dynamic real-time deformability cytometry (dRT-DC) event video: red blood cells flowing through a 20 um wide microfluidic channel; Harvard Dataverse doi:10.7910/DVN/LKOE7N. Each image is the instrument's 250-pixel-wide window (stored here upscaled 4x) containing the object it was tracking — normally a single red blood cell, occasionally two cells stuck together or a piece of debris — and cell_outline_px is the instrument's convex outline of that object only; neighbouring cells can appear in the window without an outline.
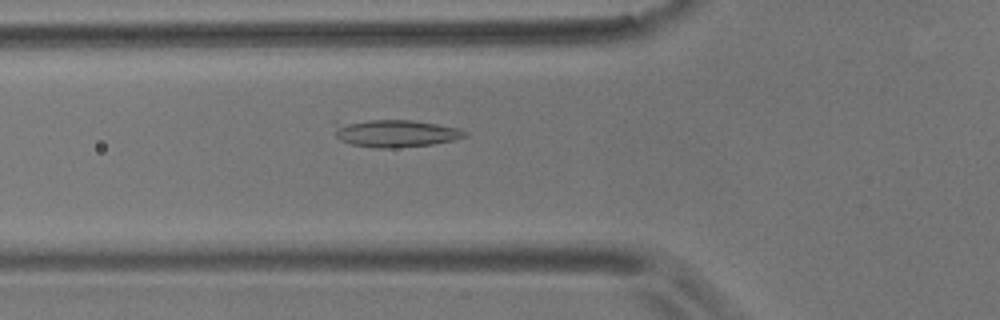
{"species": "common noctule bat (a hibernating species)", "species_latin": "Nyctalus noctula", "temperature_condition": "room temperature", "stored_images_in_passage": 38, "camera_frame_rate_fps": 3000, "um_per_image_px": 0.085, "animal": {"sex": "male", "body_mass_g": 17.9}, "frame": {"image": 1, "passage_image": 6, "time_ms": 1.667, "image_size_px": [1000, 320], "cell_outline_px": [[468, 136], [452, 140], [432, 144], [396, 148], [372, 148], [352, 144], [340, 140], [336, 136], [332, 120], [412, 120], [436, 124], [456, 128], [468, 132]], "centroid_in_image_um": [33.5, 11.32], "position_along_channel_um": 92.3, "area_um2": 21.21}}
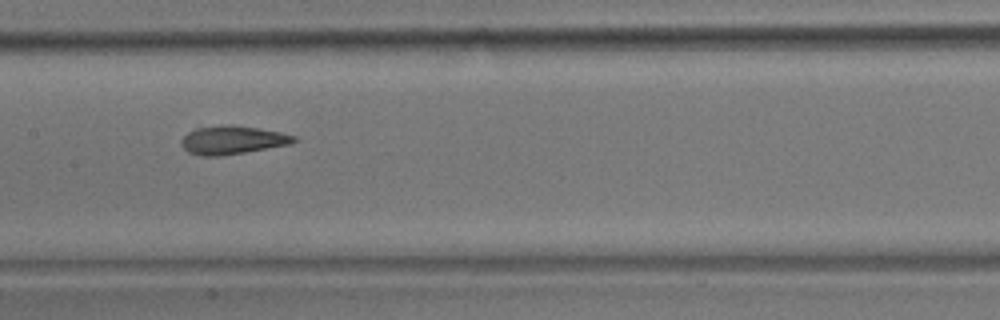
{"frame": {"image": 2, "passage_image": 14, "time_ms": 4.333, "image_size_px": [1000, 320], "cell_outline_px": [[300, 140], [288, 144], [244, 152], [220, 156], [200, 156], [188, 152], [180, 144], [180, 140], [188, 132], [196, 128], [232, 124], [280, 132], [296, 136]], "centroid_in_image_um": [19.73, 11.9], "position_along_channel_um": 187.7, "area_um2": 18.5}}
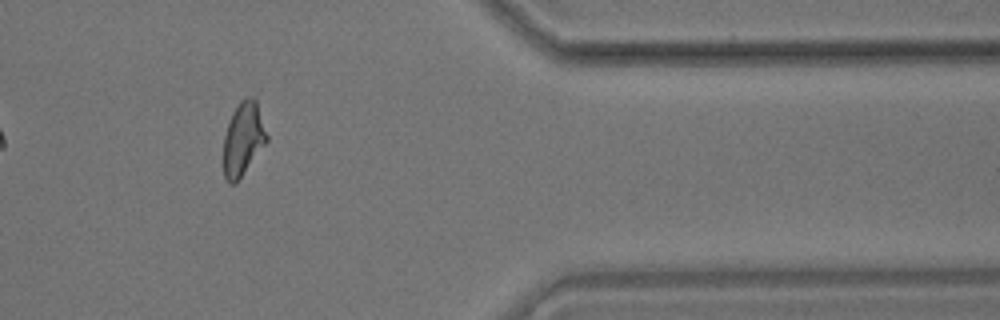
{"frame": {"image": 3, "passage_image": 33, "time_ms": 10.667, "image_size_px": [1000, 320], "cell_outline_px": [[268, 140], [236, 184], [228, 184], [224, 176], [224, 136], [228, 120], [232, 112], [240, 100], [244, 96], [252, 96], [256, 100], [268, 136]], "centroid_in_image_um": [20.66, 11.79], "position_along_channel_um": 390.7, "area_um2": 18.67}, "authors_computed_cell_mechanics": {"area_um2": 18.5827, "velocity_mm_per_s": 3.5513, "shape_relaxation_time_tau1_ms": 7.3956, "shape_relaxation_time_tau2_ms": 0.479, "deformation_change_tau1": 0.1903, "deformation_change_tau2": 0.0888}}